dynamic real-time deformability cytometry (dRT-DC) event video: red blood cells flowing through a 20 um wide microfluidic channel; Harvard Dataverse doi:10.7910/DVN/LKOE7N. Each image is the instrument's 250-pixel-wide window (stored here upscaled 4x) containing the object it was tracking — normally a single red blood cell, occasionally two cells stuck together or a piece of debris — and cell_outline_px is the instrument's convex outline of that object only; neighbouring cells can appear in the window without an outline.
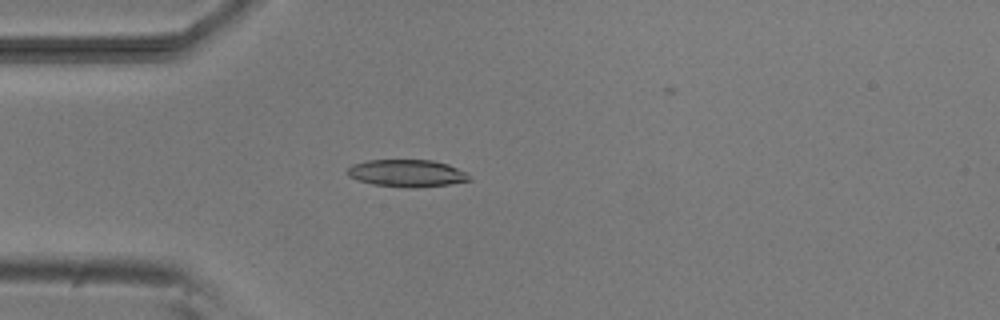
{"species": "common noctule bat (a hibernating species)", "species_latin": "Nyctalus noctula", "temperature_condition": "room temperature", "stored_images_in_passage": 4, "camera_frame_rate_fps": 3000, "um_per_image_px": 0.085, "animal": {"sex": "male", "body_mass_g": 20.5, "forearm_length_mm": 52.5}, "frame": {"image": 1, "passage_image": 4, "time_ms": 3.667, "image_size_px": [1000, 320], "cell_outline_px": [[472, 180], [448, 184], [416, 188], [404, 188], [372, 184], [348, 176], [348, 168], [352, 164], [368, 160], [432, 160], [448, 164], [468, 172]], "centroid_in_image_um": [34.63, 14.73], "position_along_channel_um": 50.4, "area_um2": 19.48}}